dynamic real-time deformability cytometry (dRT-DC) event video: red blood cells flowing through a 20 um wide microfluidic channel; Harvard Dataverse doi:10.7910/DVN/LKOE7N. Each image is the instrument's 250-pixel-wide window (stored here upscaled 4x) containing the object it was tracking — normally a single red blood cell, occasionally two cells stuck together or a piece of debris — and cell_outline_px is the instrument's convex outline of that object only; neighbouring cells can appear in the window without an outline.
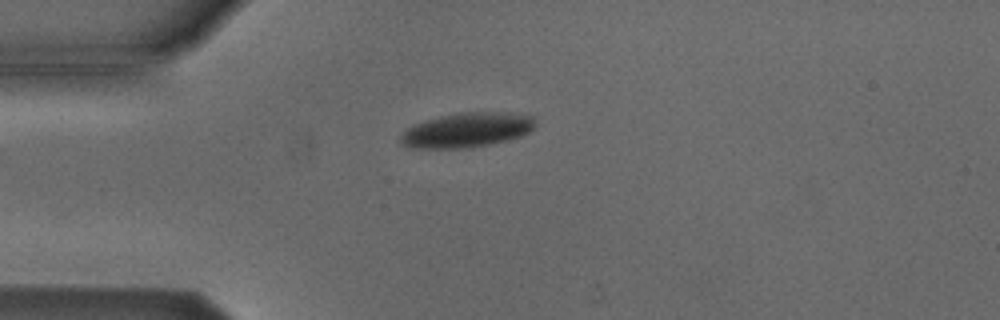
{"species": "Egyptian fruit bat (a non-hibernating species)", "species_latin": "Rousettus aegyptiacus", "temperature_condition": "cold", "stored_images_in_passage": 40, "camera_frame_rate_fps": 3000, "um_per_image_px": 0.085, "animal": {"sex": "male"}, "frame": {"image": 1, "passage_image": 1, "time_ms": 0.0, "image_size_px": [1000, 320], "cell_outline_px": [[536, 124], [528, 132], [520, 136], [508, 140], [468, 148], [412, 148], [400, 144], [400, 136], [412, 124], [440, 116], [460, 112], [508, 112], [532, 116]], "centroid_in_image_um": [39.66, 11.05], "position_along_channel_um": 45.3, "area_um2": 27.17}}
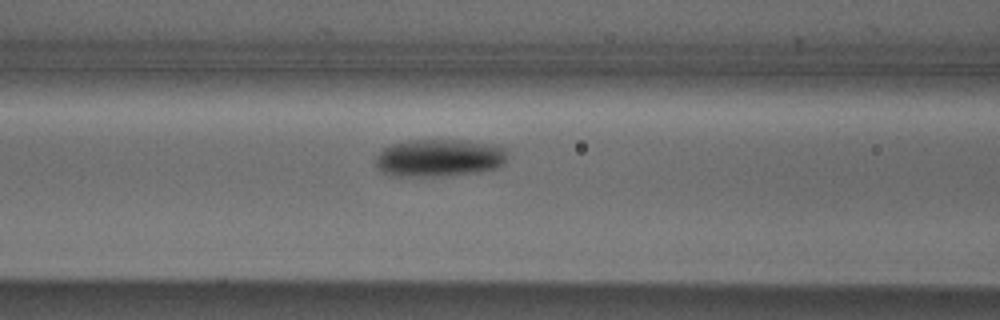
{"frame": {"image": 2, "passage_image": 9, "time_ms": 2.667, "image_size_px": [1000, 320], "cell_outline_px": [[508, 152], [504, 164], [500, 168], [480, 172], [452, 176], [392, 176], [380, 172], [376, 168], [376, 156], [384, 148], [392, 144], [408, 140], [460, 140], [484, 144], [504, 148]], "centroid_in_image_um": [37.31, 13.45], "position_along_channel_um": 129.3, "area_um2": 29.13}}
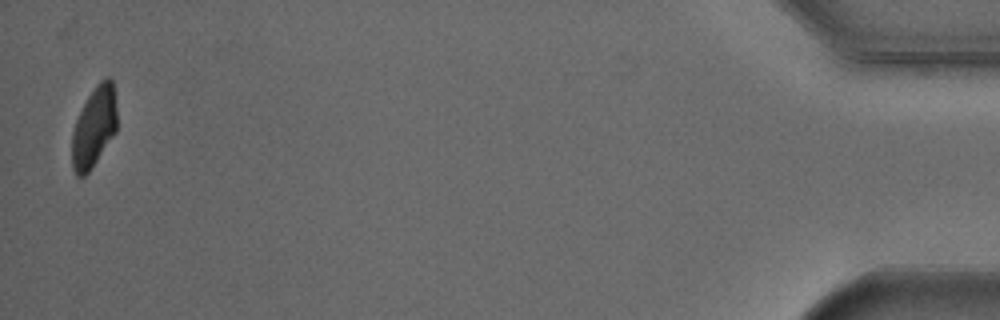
{"frame": {"image": 3, "passage_image": 40, "time_ms": 13.0, "image_size_px": [1000, 320], "cell_outline_px": [[116, 132], [88, 172], [84, 176], [76, 176], [72, 168], [72, 132], [76, 120], [88, 96], [96, 84], [104, 76], [108, 76], [112, 80], [116, 108]], "centroid_in_image_um": [7.99, 10.78], "position_along_channel_um": 427.2, "area_um2": 20.92}, "authors_computed_cell_mechanics": {"area_um2": 27.0793, "velocity_mm_per_s": 3.8142, "shape_relaxation_time_tau1_ms": 1.9743, "shape_relaxation_time_tau2_ms": null, "deformation_change_tau1": 0.0943, "deformation_change_tau2": null}}